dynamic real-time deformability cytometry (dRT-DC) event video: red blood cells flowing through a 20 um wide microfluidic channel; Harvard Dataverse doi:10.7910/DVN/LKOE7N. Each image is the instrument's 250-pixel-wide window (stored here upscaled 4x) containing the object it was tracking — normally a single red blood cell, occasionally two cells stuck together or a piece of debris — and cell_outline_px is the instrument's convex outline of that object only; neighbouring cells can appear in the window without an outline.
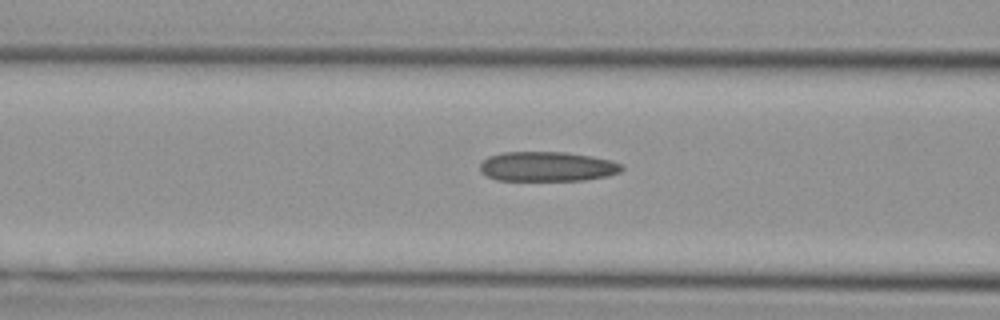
{"species": "Egyptian fruit bat (a non-hibernating species)", "species_latin": "Rousettus aegyptiacus", "temperature_condition": "cold", "stored_images_in_passage": 16, "camera_frame_rate_fps": 3000, "um_per_image_px": 0.085, "animal": {"sex": "female"}, "frame": {"image": 1, "passage_image": 14, "time_ms": 4.333, "image_size_px": [1000, 320], "cell_outline_px": [[624, 168], [620, 172], [608, 176], [584, 180], [496, 180], [480, 172], [480, 164], [488, 156], [504, 152], [564, 152], [612, 160], [624, 164]], "centroid_in_image_um": [46.53, 14.15], "position_along_channel_um": 120.1, "area_um2": 24.57}}